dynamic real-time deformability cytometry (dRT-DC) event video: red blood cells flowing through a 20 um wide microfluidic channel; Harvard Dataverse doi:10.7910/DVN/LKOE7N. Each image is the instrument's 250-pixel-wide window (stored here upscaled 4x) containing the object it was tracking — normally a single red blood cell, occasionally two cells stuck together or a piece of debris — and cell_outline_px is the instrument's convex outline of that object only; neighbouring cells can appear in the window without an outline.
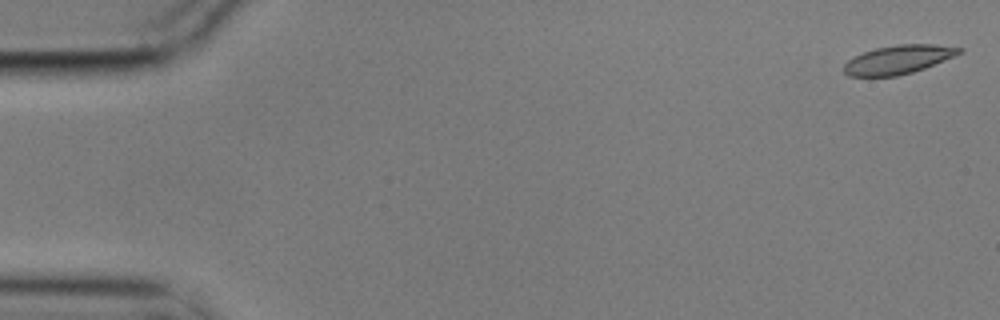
{"species": "common noctule bat (a hibernating species)", "species_latin": "Nyctalus noctula", "temperature_condition": "cold", "stored_images_in_passage": 6, "camera_frame_rate_fps": 3000, "um_per_image_px": 0.085, "animal": {"sex": "male", "body_mass_g": 17.9}, "frame": {"image": 1, "passage_image": 1, "time_ms": 0.0, "image_size_px": [1000, 320], "cell_outline_px": [[964, 48], [960, 52], [952, 56], [924, 68], [912, 72], [896, 76], [848, 76], [844, 72], [844, 64], [852, 56], [876, 48], [900, 44], [936, 44]], "centroid_in_image_um": [76.3, 5.06], "position_along_channel_um": 8.7, "area_um2": 19.02}}